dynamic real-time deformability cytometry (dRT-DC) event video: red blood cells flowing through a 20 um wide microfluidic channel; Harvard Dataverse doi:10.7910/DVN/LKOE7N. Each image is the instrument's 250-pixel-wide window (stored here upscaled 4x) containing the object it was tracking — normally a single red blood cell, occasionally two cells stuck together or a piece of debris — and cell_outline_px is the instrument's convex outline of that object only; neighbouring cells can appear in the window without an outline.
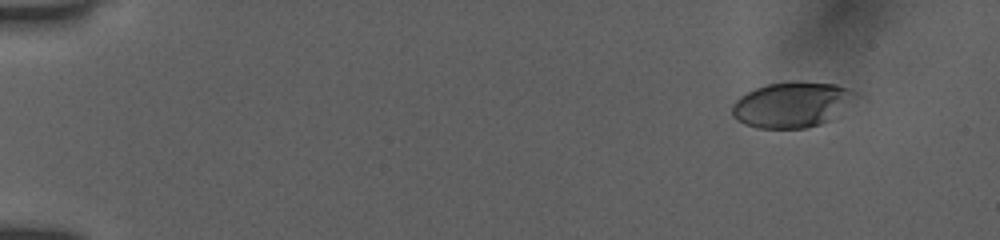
{"species": "human", "species_latin": "Homo sapiens", "temperature_condition": "room temperature", "stored_images_in_passage": 49, "camera_frame_rate_fps": 3000, "um_per_image_px": 0.085, "donor": {"sex": "female"}, "frame": {"image": 1, "passage_image": 1, "time_ms": 0.0, "image_size_px": [1000, 240], "cell_outline_px": [[868, 100], [820, 124], [804, 128], [756, 128], [744, 124], [736, 120], [732, 116], [732, 104], [740, 96], [756, 88], [768, 84], [792, 80], [800, 80], [836, 84], [848, 88], [864, 96]], "centroid_in_image_um": [67.49, 8.87], "position_along_channel_um": 17.5, "area_um2": 34.22}}
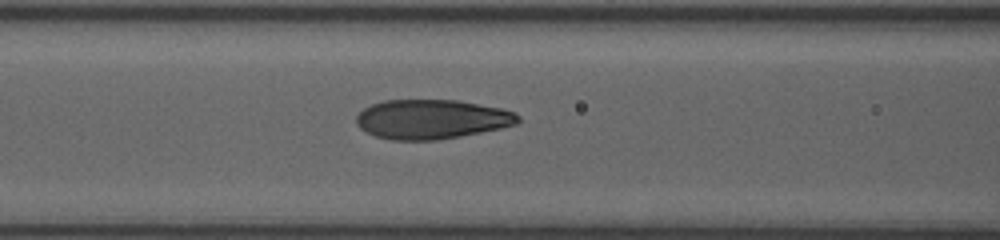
{"frame": {"image": 2, "passage_image": 20, "time_ms": 6.333, "image_size_px": [1000, 240], "cell_outline_px": [[520, 120], [516, 124], [500, 128], [460, 136], [436, 140], [392, 140], [376, 136], [360, 128], [356, 124], [356, 116], [364, 108], [372, 104], [384, 100], [456, 100], [500, 108], [516, 112], [520, 116]], "centroid_in_image_um": [36.68, 10.13], "position_along_channel_um": 129.9, "area_um2": 36.99}}
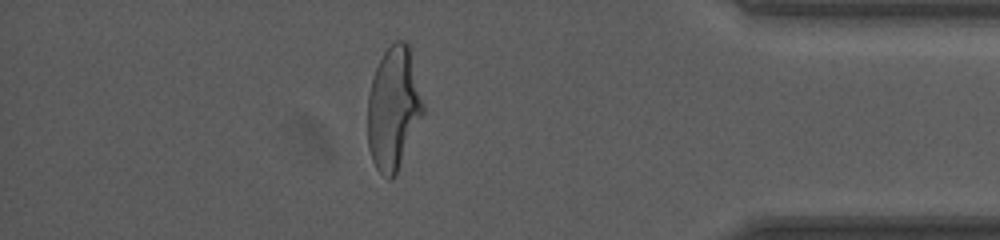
{"frame": {"image": 3, "passage_image": 43, "time_ms": 14.0, "image_size_px": [1000, 240], "cell_outline_px": [[424, 112], [396, 176], [388, 180], [376, 168], [372, 160], [368, 148], [368, 92], [372, 76], [384, 52], [396, 40], [404, 40], [408, 44], [424, 104]], "centroid_in_image_um": [33.43, 9.24], "position_along_channel_um": 401.8, "area_um2": 39.65}, "authors_computed_cell_mechanics": {"area_um2": 37.6278, "velocity_mm_per_s": 3.9244, "shape_relaxation_time_tau1_ms": 5.1746, "shape_relaxation_time_tau2_ms": 0.6331, "deformation_change_tau1": 0.197, "deformation_change_tau2": 0.0632}}